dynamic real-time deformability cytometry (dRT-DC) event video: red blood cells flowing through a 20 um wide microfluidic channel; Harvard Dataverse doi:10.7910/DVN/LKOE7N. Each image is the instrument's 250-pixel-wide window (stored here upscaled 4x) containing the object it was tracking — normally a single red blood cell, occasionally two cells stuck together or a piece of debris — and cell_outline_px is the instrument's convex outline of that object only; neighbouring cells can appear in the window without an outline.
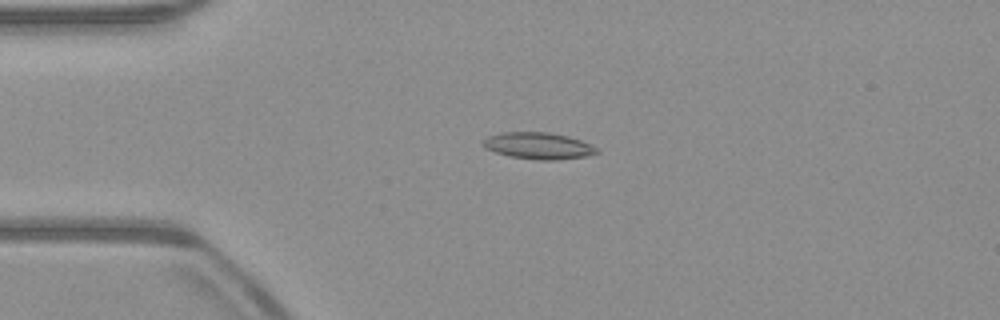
{"species": "common noctule bat (a hibernating species)", "species_latin": "Nyctalus noctula", "temperature_condition": "warm", "stored_images_in_passage": 52, "camera_frame_rate_fps": 3000, "um_per_image_px": 0.085, "animal": {"sex": "male", "body_mass_g": 23.1, "forearm_length_mm": 52.7}, "frame": {"image": 1, "passage_image": 12, "time_ms": 3.667, "image_size_px": [1000, 320], "cell_outline_px": [[600, 152], [584, 156], [556, 160], [540, 160], [512, 156], [496, 152], [484, 148], [484, 140], [488, 136], [500, 132], [548, 132], [568, 136], [592, 144]], "centroid_in_image_um": [45.77, 12.38], "position_along_channel_um": 39.2, "area_um2": 17.46}}
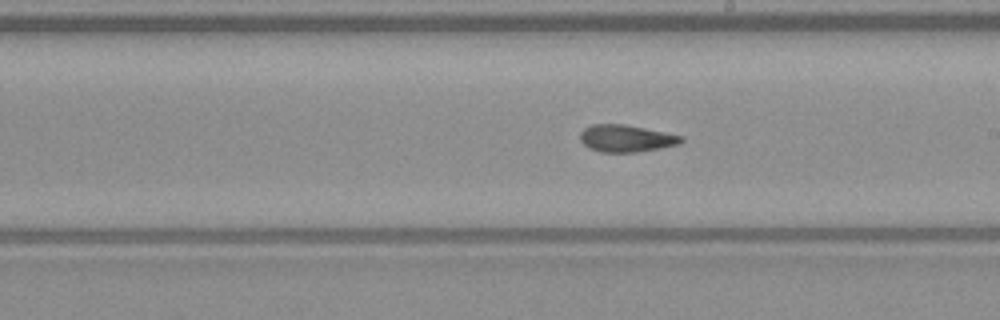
{"frame": {"image": 2, "passage_image": 29, "time_ms": 9.333, "image_size_px": [1000, 320], "cell_outline_px": [[684, 140], [680, 144], [636, 152], [600, 152], [588, 148], [580, 140], [580, 132], [584, 128], [592, 124], [624, 124], [684, 136]], "centroid_in_image_um": [53.2, 11.76], "position_along_channel_um": 235.8, "area_um2": 15.95}}
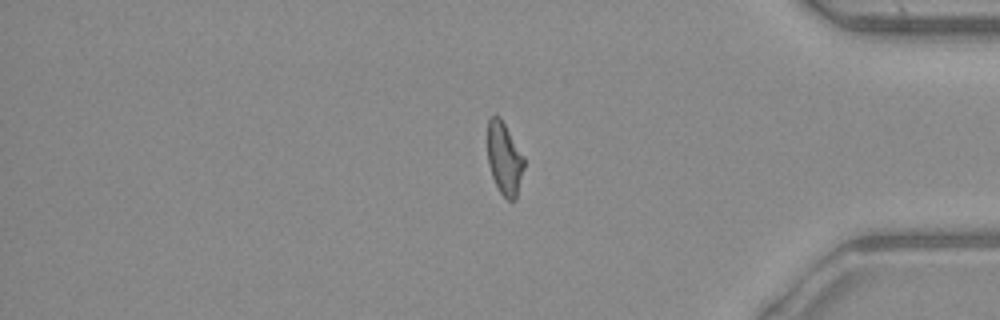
{"frame": {"image": 3, "passage_image": 43, "time_ms": 14.0, "image_size_px": [1000, 320], "cell_outline_px": [[524, 168], [516, 200], [508, 200], [500, 192], [492, 176], [488, 164], [488, 120], [496, 112], [500, 116], [524, 156]], "centroid_in_image_um": [42.88, 13.46], "position_along_channel_um": 392.3, "area_um2": 15.49}, "authors_computed_cell_mechanics": {"area_um2": 16.1551, "velocity_mm_per_s": 3.9558, "shape_relaxation_time_tau1_ms": null, "shape_relaxation_time_tau2_ms": 3.4996, "deformation_change_tau1": null, "deformation_change_tau2": 0.1043}}